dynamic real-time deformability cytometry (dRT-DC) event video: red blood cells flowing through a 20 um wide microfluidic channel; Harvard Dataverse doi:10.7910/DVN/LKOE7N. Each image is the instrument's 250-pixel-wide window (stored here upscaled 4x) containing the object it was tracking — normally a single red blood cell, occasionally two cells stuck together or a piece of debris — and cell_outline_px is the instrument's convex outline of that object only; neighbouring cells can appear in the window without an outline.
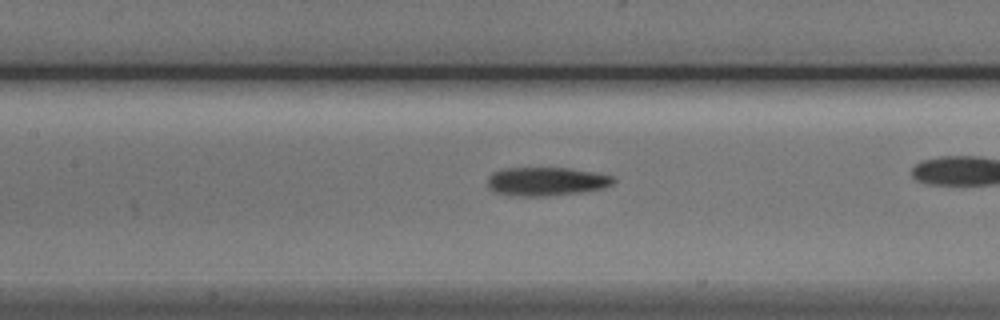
{"species": "Egyptian fruit bat (a non-hibernating species)", "species_latin": "Rousettus aegyptiacus", "temperature_condition": "cold", "stored_images_in_passage": 42, "camera_frame_rate_fps": 3000, "um_per_image_px": 0.085, "animal": {"sex": "male"}, "frame": {"image": 1, "passage_image": 24, "time_ms": 7.667, "image_size_px": [1000, 320], "cell_outline_px": [[616, 180], [612, 184], [604, 188], [580, 192], [548, 196], [516, 196], [496, 192], [488, 188], [488, 176], [492, 172], [504, 168], [568, 168], [592, 172], [612, 176]], "centroid_in_image_um": [46.41, 15.42], "position_along_channel_um": 161.0, "area_um2": 20.92}}
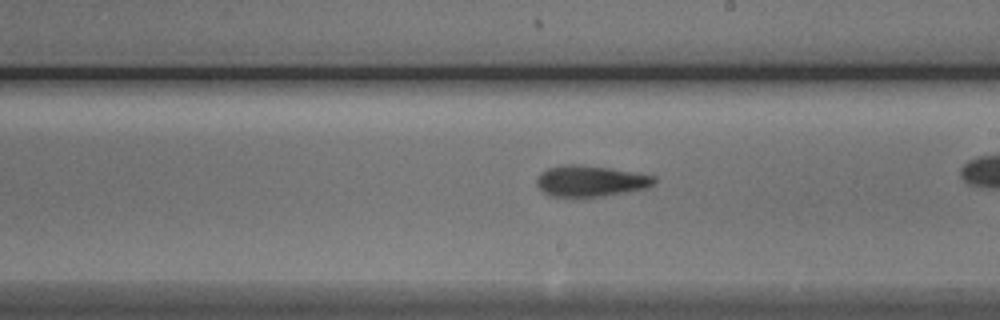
{"frame": {"image": 2, "passage_image": 30, "time_ms": 9.667, "image_size_px": [1000, 320], "cell_outline_px": [[656, 180], [648, 188], [600, 196], [548, 196], [536, 184], [536, 176], [540, 172], [548, 168], [560, 164], [580, 164], [636, 172], [656, 176]], "centroid_in_image_um": [50.16, 15.36], "position_along_channel_um": 238.8, "area_um2": 21.27}}